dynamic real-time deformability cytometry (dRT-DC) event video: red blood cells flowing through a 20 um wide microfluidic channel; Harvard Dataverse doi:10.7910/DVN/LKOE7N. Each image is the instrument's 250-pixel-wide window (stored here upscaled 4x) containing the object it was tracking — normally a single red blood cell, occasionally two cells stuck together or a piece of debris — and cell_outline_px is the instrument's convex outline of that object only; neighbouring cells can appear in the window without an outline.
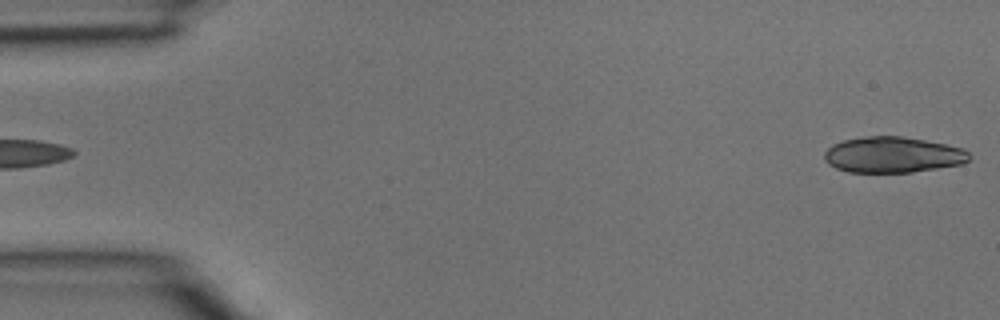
{"species": "common noctule bat (a hibernating species)", "species_latin": "Nyctalus noctula", "temperature_condition": "room temperature", "stored_images_in_passage": 3, "segment_of_instrument_passage": [2, 2], "camera_frame_rate_fps": 3000, "um_per_image_px": 0.085, "animal": {"sex": "male", "body_mass_g": 15.6}, "frame": {"image": 1, "passage_image": 3, "time_ms": 0.667, "image_size_px": [1000, 320], "cell_outline_px": [[968, 160], [964, 164], [912, 172], [848, 172], [836, 168], [828, 164], [824, 160], [824, 152], [832, 144], [844, 140], [864, 136], [900, 136], [948, 144], [964, 148], [968, 152]], "centroid_in_image_um": [75.88, 13.15], "position_along_channel_um": 9.1, "area_um2": 30.4}}